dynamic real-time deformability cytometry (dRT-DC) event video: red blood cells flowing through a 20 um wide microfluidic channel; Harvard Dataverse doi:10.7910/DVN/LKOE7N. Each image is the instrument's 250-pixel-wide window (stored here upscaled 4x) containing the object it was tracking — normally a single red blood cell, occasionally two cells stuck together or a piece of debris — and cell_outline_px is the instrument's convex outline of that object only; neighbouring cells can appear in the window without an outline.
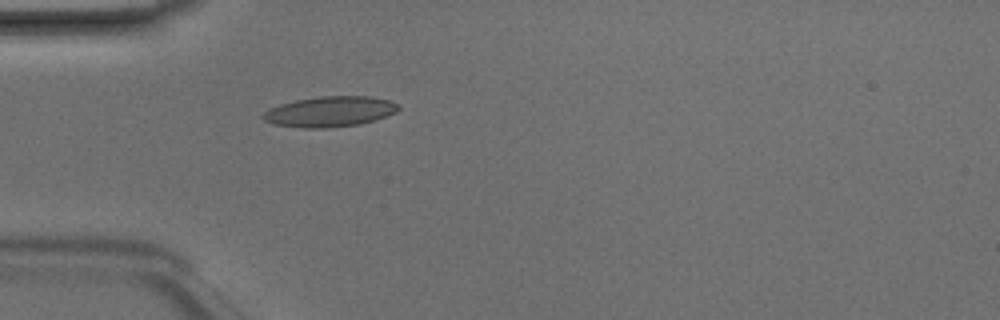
{"species": "Egyptian fruit bat (a non-hibernating species)", "species_latin": "Rousettus aegyptiacus", "temperature_condition": "room temperature", "stored_images_in_passage": 35, "camera_frame_rate_fps": 3000, "um_per_image_px": 0.085, "animal": {"sex": "male"}, "frame": {"image": 1, "passage_image": 1, "time_ms": 0.0, "image_size_px": [1000, 320], "cell_outline_px": [[400, 108], [396, 112], [360, 124], [328, 128], [304, 128], [276, 124], [264, 120], [260, 116], [268, 108], [280, 104], [296, 100], [320, 96], [368, 96], [388, 100], [400, 104]], "centroid_in_image_um": [28.02, 9.48], "position_along_channel_um": 57.0, "area_um2": 23.93}}
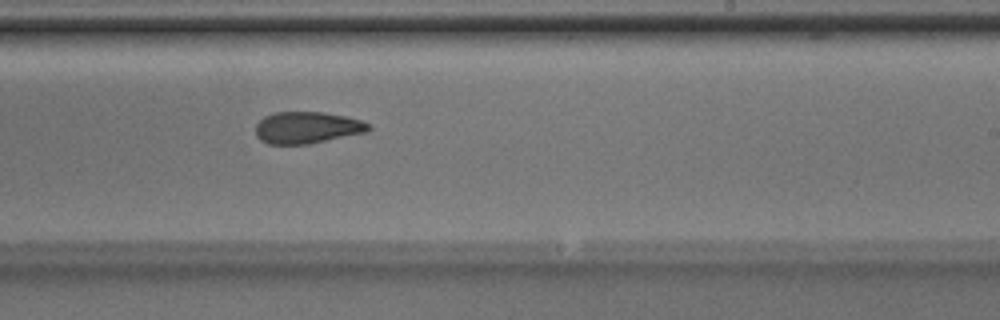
{"frame": {"image": 2, "passage_image": 16, "time_ms": 5.0, "image_size_px": [1000, 320], "cell_outline_px": [[372, 128], [368, 132], [308, 144], [268, 144], [260, 140], [256, 136], [256, 124], [264, 116], [276, 112], [324, 112], [344, 116], [360, 120], [372, 124]], "centroid_in_image_um": [26.12, 10.85], "position_along_channel_um": 262.9, "area_um2": 21.04}}
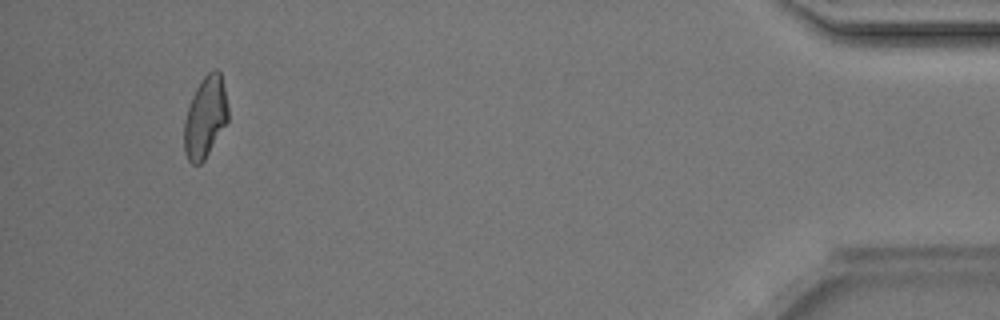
{"frame": {"image": 3, "passage_image": 32, "time_ms": 10.333, "image_size_px": [1000, 320], "cell_outline_px": [[228, 120], [204, 160], [200, 164], [192, 164], [188, 160], [184, 152], [184, 120], [192, 96], [196, 88], [204, 76], [212, 68], [216, 68], [220, 72], [224, 88], [228, 108]], "centroid_in_image_um": [17.44, 9.95], "position_along_channel_um": 417.8, "area_um2": 20.69}, "authors_computed_cell_mechanics": {"area_um2": 21.2126, "velocity_mm_per_s": 4.2267, "shape_relaxation_time_tau1_ms": 8.9377, "shape_relaxation_time_tau2_ms": 3.3612, "deformation_change_tau1": 0.2027, "deformation_change_tau2": 0.1112}}